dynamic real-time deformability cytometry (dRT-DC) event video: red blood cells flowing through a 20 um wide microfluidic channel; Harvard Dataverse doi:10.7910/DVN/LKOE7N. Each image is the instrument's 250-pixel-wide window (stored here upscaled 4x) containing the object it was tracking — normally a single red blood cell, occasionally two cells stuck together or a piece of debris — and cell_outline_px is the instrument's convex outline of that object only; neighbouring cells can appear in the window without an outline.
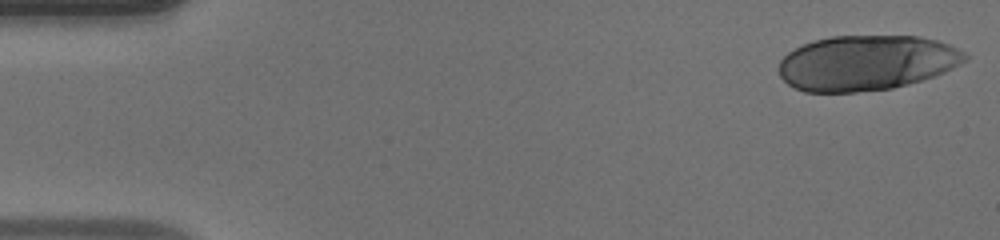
{"species": "human", "species_latin": "Homo sapiens", "temperature_condition": "warm", "stored_images_in_passage": 48, "segment_of_instrument_passage": [1, 2], "camera_frame_rate_fps": 3000, "um_per_image_px": 0.085, "donor": {"sex": "male"}, "frame": {"image": 1, "passage_image": 1, "time_ms": 0.0, "image_size_px": [1000, 240], "cell_outline_px": [[968, 60], [944, 72], [908, 84], [892, 88], [856, 92], [804, 92], [788, 84], [780, 76], [780, 60], [788, 52], [804, 44], [816, 40], [832, 36], [920, 36], [936, 40], [948, 44], [964, 52], [968, 56]], "centroid_in_image_um": [73.65, 5.34], "position_along_channel_um": 11.3, "area_um2": 59.59}}
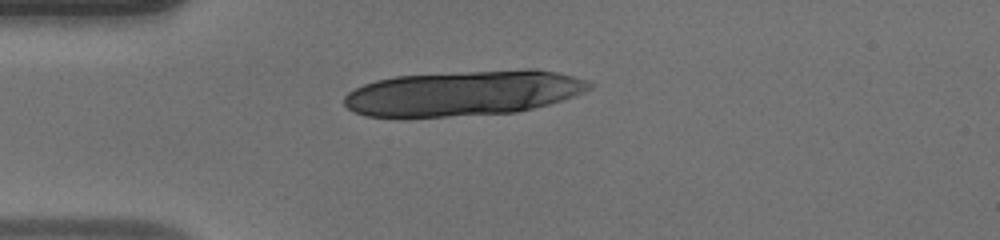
{"frame": {"image": 2, "passage_image": 12, "time_ms": 3.667, "image_size_px": [1000, 240], "cell_outline_px": [[592, 88], [584, 92], [548, 104], [516, 112], [400, 120], [364, 116], [348, 108], [344, 104], [344, 96], [348, 92], [364, 84], [376, 80], [396, 76], [524, 68], [536, 68], [556, 72], [588, 80], [592, 84]], "centroid_in_image_um": [39.31, 7.94], "position_along_channel_um": 45.7, "area_um2": 65.78}}